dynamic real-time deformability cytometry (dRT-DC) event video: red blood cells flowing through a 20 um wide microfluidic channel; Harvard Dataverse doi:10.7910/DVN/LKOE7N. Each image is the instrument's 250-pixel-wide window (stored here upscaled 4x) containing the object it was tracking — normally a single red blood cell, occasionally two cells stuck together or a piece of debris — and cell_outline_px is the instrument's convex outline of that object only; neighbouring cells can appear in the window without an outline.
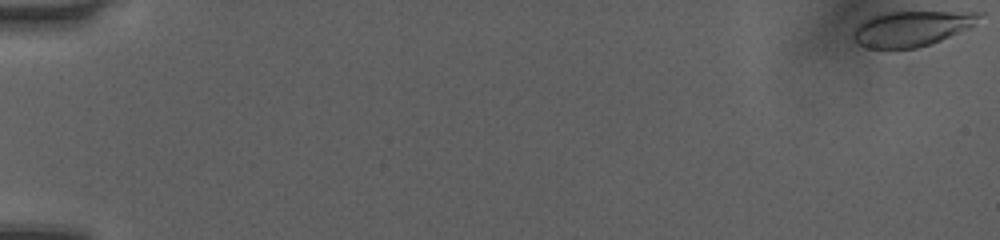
{"species": "human", "species_latin": "Homo sapiens", "temperature_condition": "room temperature", "stored_images_in_passage": 46, "camera_frame_rate_fps": 3000, "um_per_image_px": 0.085, "donor": {"sex": "female"}, "frame": {"image": 1, "passage_image": 1, "time_ms": 0.0, "image_size_px": [1000, 240], "cell_outline_px": [[984, 12], [968, 28], [940, 40], [916, 48], [864, 48], [856, 44], [852, 40], [852, 32], [864, 20], [872, 16], [888, 12]], "centroid_in_image_um": [77.4, 2.43], "position_along_channel_um": 7.6, "area_um2": 25.49}}
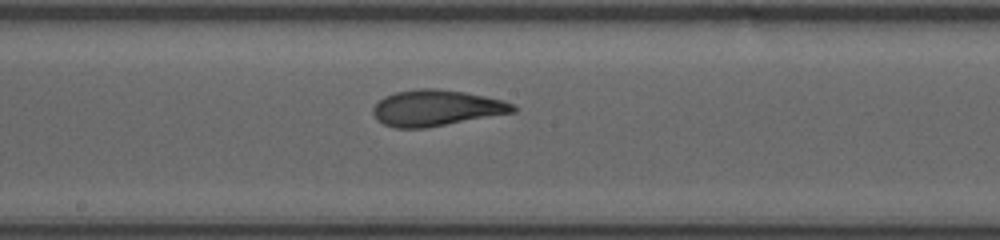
{"frame": {"image": 2, "passage_image": 26, "time_ms": 8.333, "image_size_px": [1000, 240], "cell_outline_px": [[516, 112], [424, 128], [396, 128], [384, 124], [372, 112], [372, 108], [384, 96], [396, 92], [420, 88], [436, 88], [464, 92], [504, 100], [512, 104], [516, 108]], "centroid_in_image_um": [37.09, 9.17], "position_along_channel_um": 211.1, "area_um2": 29.13}}
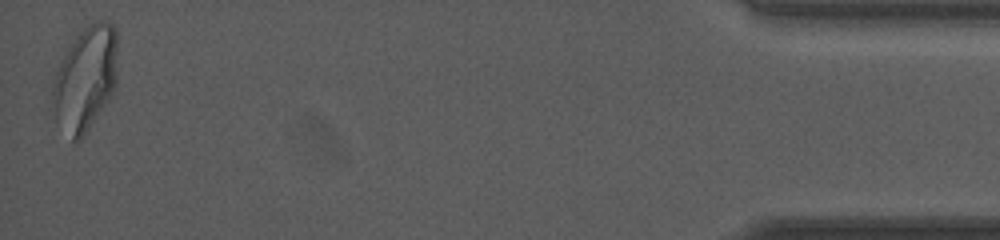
{"frame": {"image": 3, "passage_image": 46, "time_ms": 15.0, "image_size_px": [1000, 240], "cell_outline_px": [[116, 88], [80, 140], [72, 140], [56, 120], [48, 108], [52, 80], [68, 48], [76, 36], [88, 24], [96, 20], [108, 20], [116, 28]], "centroid_in_image_um": [7.21, 6.68], "position_along_channel_um": 428.0, "area_um2": 39.82}, "authors_computed_cell_mechanics": {"area_um2": 28.8422, "velocity_mm_per_s": 4.0696, "shape_relaxation_time_tau1_ms": 3.735, "shape_relaxation_time_tau2_ms": 1.021, "deformation_change_tau1": 0.1598, "deformation_change_tau2": 0.0859}}